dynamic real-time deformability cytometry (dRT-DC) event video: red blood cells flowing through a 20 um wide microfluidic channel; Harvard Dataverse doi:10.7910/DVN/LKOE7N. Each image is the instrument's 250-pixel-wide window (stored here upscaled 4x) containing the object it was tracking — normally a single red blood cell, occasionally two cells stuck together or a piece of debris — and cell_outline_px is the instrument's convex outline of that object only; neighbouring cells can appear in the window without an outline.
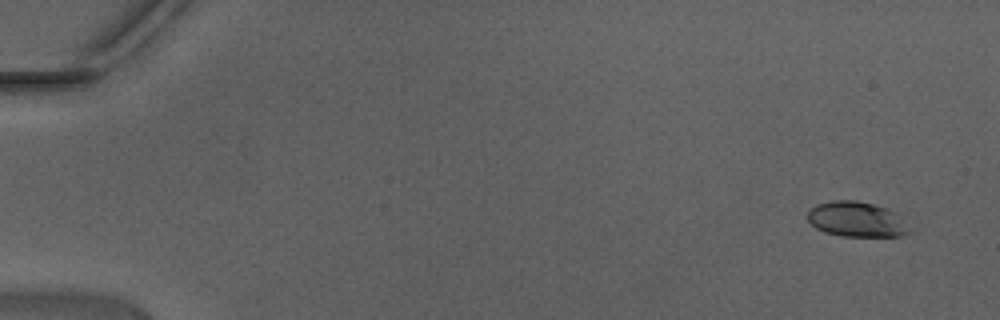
{"species": "Egyptian fruit bat (a non-hibernating species)", "species_latin": "Rousettus aegyptiacus", "temperature_condition": "warm", "stored_images_in_passage": 15, "camera_frame_rate_fps": 3000, "um_per_image_px": 0.085, "animal": {"sex": "male"}, "frame": {"image": 1, "passage_image": 1, "time_ms": 0.0, "image_size_px": [1000, 320], "cell_outline_px": [[908, 232], [900, 236], [840, 236], [824, 232], [816, 228], [808, 220], [808, 212], [816, 204], [832, 200], [856, 200], [888, 208], [896, 212], [908, 228]], "centroid_in_image_um": [72.77, 18.64], "position_along_channel_um": 12.2, "area_um2": 20.69}}
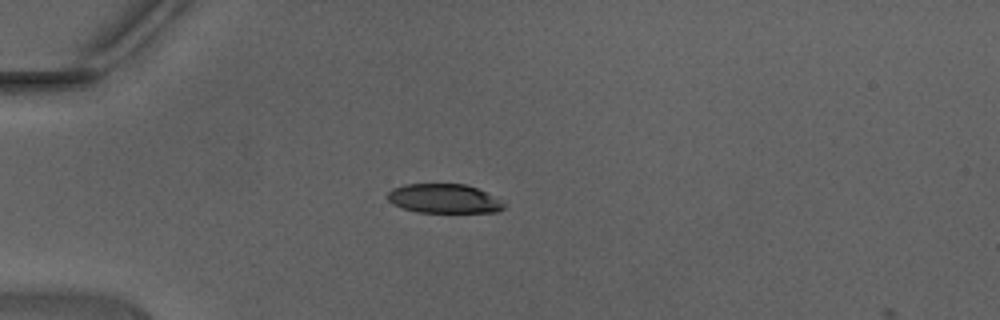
{"frame": {"image": 2, "passage_image": 12, "time_ms": 3.667, "image_size_px": [1000, 320], "cell_outline_px": [[508, 204], [504, 208], [496, 212], [420, 212], [404, 208], [392, 204], [388, 200], [388, 192], [392, 188], [404, 184], [464, 184], [476, 188], [504, 200]], "centroid_in_image_um": [37.78, 16.88], "position_along_channel_um": 47.2, "area_um2": 19.88}}